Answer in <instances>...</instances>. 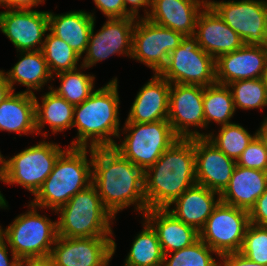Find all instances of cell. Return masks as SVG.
Masks as SVG:
<instances>
[{
  "label": "cell",
  "instance_id": "cell-7",
  "mask_svg": "<svg viewBox=\"0 0 267 266\" xmlns=\"http://www.w3.org/2000/svg\"><path fill=\"white\" fill-rule=\"evenodd\" d=\"M127 133L121 144L113 146L123 157L144 171L152 166L179 137L168 120L150 123L125 122Z\"/></svg>",
  "mask_w": 267,
  "mask_h": 266
},
{
  "label": "cell",
  "instance_id": "cell-14",
  "mask_svg": "<svg viewBox=\"0 0 267 266\" xmlns=\"http://www.w3.org/2000/svg\"><path fill=\"white\" fill-rule=\"evenodd\" d=\"M107 20L96 34H94V21L86 55L79 69L90 68L114 54L131 57L133 31L137 18L129 16Z\"/></svg>",
  "mask_w": 267,
  "mask_h": 266
},
{
  "label": "cell",
  "instance_id": "cell-16",
  "mask_svg": "<svg viewBox=\"0 0 267 266\" xmlns=\"http://www.w3.org/2000/svg\"><path fill=\"white\" fill-rule=\"evenodd\" d=\"M0 30L19 52L41 50L43 36L49 31L48 11L8 9L0 12Z\"/></svg>",
  "mask_w": 267,
  "mask_h": 266
},
{
  "label": "cell",
  "instance_id": "cell-48",
  "mask_svg": "<svg viewBox=\"0 0 267 266\" xmlns=\"http://www.w3.org/2000/svg\"><path fill=\"white\" fill-rule=\"evenodd\" d=\"M2 154L0 152V181H3V174H2Z\"/></svg>",
  "mask_w": 267,
  "mask_h": 266
},
{
  "label": "cell",
  "instance_id": "cell-26",
  "mask_svg": "<svg viewBox=\"0 0 267 266\" xmlns=\"http://www.w3.org/2000/svg\"><path fill=\"white\" fill-rule=\"evenodd\" d=\"M0 130L16 132L19 136L37 134L35 95L12 91L0 104Z\"/></svg>",
  "mask_w": 267,
  "mask_h": 266
},
{
  "label": "cell",
  "instance_id": "cell-42",
  "mask_svg": "<svg viewBox=\"0 0 267 266\" xmlns=\"http://www.w3.org/2000/svg\"><path fill=\"white\" fill-rule=\"evenodd\" d=\"M45 0H8L3 6L7 9H32Z\"/></svg>",
  "mask_w": 267,
  "mask_h": 266
},
{
  "label": "cell",
  "instance_id": "cell-3",
  "mask_svg": "<svg viewBox=\"0 0 267 266\" xmlns=\"http://www.w3.org/2000/svg\"><path fill=\"white\" fill-rule=\"evenodd\" d=\"M119 103L118 80L115 77L80 105L74 106L72 128L77 127L78 133L77 139L72 140L68 147H113L116 142L111 136H120Z\"/></svg>",
  "mask_w": 267,
  "mask_h": 266
},
{
  "label": "cell",
  "instance_id": "cell-2",
  "mask_svg": "<svg viewBox=\"0 0 267 266\" xmlns=\"http://www.w3.org/2000/svg\"><path fill=\"white\" fill-rule=\"evenodd\" d=\"M147 209L167 208L196 184L194 138H179L144 171Z\"/></svg>",
  "mask_w": 267,
  "mask_h": 266
},
{
  "label": "cell",
  "instance_id": "cell-47",
  "mask_svg": "<svg viewBox=\"0 0 267 266\" xmlns=\"http://www.w3.org/2000/svg\"><path fill=\"white\" fill-rule=\"evenodd\" d=\"M7 201L5 200V198L3 197V194H1V191H0V208H7L8 207V202L6 203Z\"/></svg>",
  "mask_w": 267,
  "mask_h": 266
},
{
  "label": "cell",
  "instance_id": "cell-1",
  "mask_svg": "<svg viewBox=\"0 0 267 266\" xmlns=\"http://www.w3.org/2000/svg\"><path fill=\"white\" fill-rule=\"evenodd\" d=\"M144 170L113 147L92 148V184L105 208L115 215L130 205L142 215L148 210L144 194Z\"/></svg>",
  "mask_w": 267,
  "mask_h": 266
},
{
  "label": "cell",
  "instance_id": "cell-18",
  "mask_svg": "<svg viewBox=\"0 0 267 266\" xmlns=\"http://www.w3.org/2000/svg\"><path fill=\"white\" fill-rule=\"evenodd\" d=\"M216 83L262 78L267 70V47L243 45L216 60Z\"/></svg>",
  "mask_w": 267,
  "mask_h": 266
},
{
  "label": "cell",
  "instance_id": "cell-50",
  "mask_svg": "<svg viewBox=\"0 0 267 266\" xmlns=\"http://www.w3.org/2000/svg\"><path fill=\"white\" fill-rule=\"evenodd\" d=\"M8 0H0V6H3Z\"/></svg>",
  "mask_w": 267,
  "mask_h": 266
},
{
  "label": "cell",
  "instance_id": "cell-4",
  "mask_svg": "<svg viewBox=\"0 0 267 266\" xmlns=\"http://www.w3.org/2000/svg\"><path fill=\"white\" fill-rule=\"evenodd\" d=\"M90 151V160L87 152ZM68 147L56 160L52 172L30 204L55 212L79 191L92 184V148Z\"/></svg>",
  "mask_w": 267,
  "mask_h": 266
},
{
  "label": "cell",
  "instance_id": "cell-19",
  "mask_svg": "<svg viewBox=\"0 0 267 266\" xmlns=\"http://www.w3.org/2000/svg\"><path fill=\"white\" fill-rule=\"evenodd\" d=\"M195 28L194 36L197 38L199 47L215 60L220 55L233 52L244 45L242 38L221 19L208 3L201 9Z\"/></svg>",
  "mask_w": 267,
  "mask_h": 266
},
{
  "label": "cell",
  "instance_id": "cell-45",
  "mask_svg": "<svg viewBox=\"0 0 267 266\" xmlns=\"http://www.w3.org/2000/svg\"><path fill=\"white\" fill-rule=\"evenodd\" d=\"M12 92L11 86L8 83L4 71L0 70V104Z\"/></svg>",
  "mask_w": 267,
  "mask_h": 266
},
{
  "label": "cell",
  "instance_id": "cell-32",
  "mask_svg": "<svg viewBox=\"0 0 267 266\" xmlns=\"http://www.w3.org/2000/svg\"><path fill=\"white\" fill-rule=\"evenodd\" d=\"M41 51L53 76L54 72L57 74L76 69L81 58L66 42L51 31L46 34Z\"/></svg>",
  "mask_w": 267,
  "mask_h": 266
},
{
  "label": "cell",
  "instance_id": "cell-46",
  "mask_svg": "<svg viewBox=\"0 0 267 266\" xmlns=\"http://www.w3.org/2000/svg\"><path fill=\"white\" fill-rule=\"evenodd\" d=\"M256 135L267 148V117L264 119L261 127L257 130Z\"/></svg>",
  "mask_w": 267,
  "mask_h": 266
},
{
  "label": "cell",
  "instance_id": "cell-49",
  "mask_svg": "<svg viewBox=\"0 0 267 266\" xmlns=\"http://www.w3.org/2000/svg\"><path fill=\"white\" fill-rule=\"evenodd\" d=\"M263 79H264V81H265L266 88H267V70H266V72H265V74H264V76H263Z\"/></svg>",
  "mask_w": 267,
  "mask_h": 266
},
{
  "label": "cell",
  "instance_id": "cell-40",
  "mask_svg": "<svg viewBox=\"0 0 267 266\" xmlns=\"http://www.w3.org/2000/svg\"><path fill=\"white\" fill-rule=\"evenodd\" d=\"M220 266H267L258 264L243 256L240 252L220 255Z\"/></svg>",
  "mask_w": 267,
  "mask_h": 266
},
{
  "label": "cell",
  "instance_id": "cell-27",
  "mask_svg": "<svg viewBox=\"0 0 267 266\" xmlns=\"http://www.w3.org/2000/svg\"><path fill=\"white\" fill-rule=\"evenodd\" d=\"M19 61L12 67L9 72H4L12 91L15 90L14 83L25 85L26 93L34 94L33 90H40L43 85L53 75L50 73L47 62L41 50L20 51Z\"/></svg>",
  "mask_w": 267,
  "mask_h": 266
},
{
  "label": "cell",
  "instance_id": "cell-5",
  "mask_svg": "<svg viewBox=\"0 0 267 266\" xmlns=\"http://www.w3.org/2000/svg\"><path fill=\"white\" fill-rule=\"evenodd\" d=\"M56 213H60L58 236L89 238L113 235L110 223L114 217L103 205L93 184L79 191Z\"/></svg>",
  "mask_w": 267,
  "mask_h": 266
},
{
  "label": "cell",
  "instance_id": "cell-31",
  "mask_svg": "<svg viewBox=\"0 0 267 266\" xmlns=\"http://www.w3.org/2000/svg\"><path fill=\"white\" fill-rule=\"evenodd\" d=\"M56 77L60 86L56 89L50 86L51 90L73 106L80 105L95 91V76L84 74L77 68L57 73Z\"/></svg>",
  "mask_w": 267,
  "mask_h": 266
},
{
  "label": "cell",
  "instance_id": "cell-34",
  "mask_svg": "<svg viewBox=\"0 0 267 266\" xmlns=\"http://www.w3.org/2000/svg\"><path fill=\"white\" fill-rule=\"evenodd\" d=\"M231 91L235 110L262 109L267 106V88L262 78L238 80L227 85Z\"/></svg>",
  "mask_w": 267,
  "mask_h": 266
},
{
  "label": "cell",
  "instance_id": "cell-44",
  "mask_svg": "<svg viewBox=\"0 0 267 266\" xmlns=\"http://www.w3.org/2000/svg\"><path fill=\"white\" fill-rule=\"evenodd\" d=\"M20 266H55V264L50 256H46L21 260Z\"/></svg>",
  "mask_w": 267,
  "mask_h": 266
},
{
  "label": "cell",
  "instance_id": "cell-36",
  "mask_svg": "<svg viewBox=\"0 0 267 266\" xmlns=\"http://www.w3.org/2000/svg\"><path fill=\"white\" fill-rule=\"evenodd\" d=\"M240 253L255 263L267 265V226L249 223Z\"/></svg>",
  "mask_w": 267,
  "mask_h": 266
},
{
  "label": "cell",
  "instance_id": "cell-11",
  "mask_svg": "<svg viewBox=\"0 0 267 266\" xmlns=\"http://www.w3.org/2000/svg\"><path fill=\"white\" fill-rule=\"evenodd\" d=\"M244 45L267 47V1H208Z\"/></svg>",
  "mask_w": 267,
  "mask_h": 266
},
{
  "label": "cell",
  "instance_id": "cell-9",
  "mask_svg": "<svg viewBox=\"0 0 267 266\" xmlns=\"http://www.w3.org/2000/svg\"><path fill=\"white\" fill-rule=\"evenodd\" d=\"M159 75L170 84L209 86L216 83L215 59L199 47L194 35H186L168 55Z\"/></svg>",
  "mask_w": 267,
  "mask_h": 266
},
{
  "label": "cell",
  "instance_id": "cell-25",
  "mask_svg": "<svg viewBox=\"0 0 267 266\" xmlns=\"http://www.w3.org/2000/svg\"><path fill=\"white\" fill-rule=\"evenodd\" d=\"M92 13L71 11L55 15L48 11L49 31L66 42L77 54L86 52L95 21Z\"/></svg>",
  "mask_w": 267,
  "mask_h": 266
},
{
  "label": "cell",
  "instance_id": "cell-24",
  "mask_svg": "<svg viewBox=\"0 0 267 266\" xmlns=\"http://www.w3.org/2000/svg\"><path fill=\"white\" fill-rule=\"evenodd\" d=\"M266 188L267 172L236 165L220 199L224 204L250 211Z\"/></svg>",
  "mask_w": 267,
  "mask_h": 266
},
{
  "label": "cell",
  "instance_id": "cell-20",
  "mask_svg": "<svg viewBox=\"0 0 267 266\" xmlns=\"http://www.w3.org/2000/svg\"><path fill=\"white\" fill-rule=\"evenodd\" d=\"M207 3L208 0H151V9H146L144 17L184 36L194 35L200 9Z\"/></svg>",
  "mask_w": 267,
  "mask_h": 266
},
{
  "label": "cell",
  "instance_id": "cell-38",
  "mask_svg": "<svg viewBox=\"0 0 267 266\" xmlns=\"http://www.w3.org/2000/svg\"><path fill=\"white\" fill-rule=\"evenodd\" d=\"M96 7L108 18H126L132 16L124 6L123 0H93Z\"/></svg>",
  "mask_w": 267,
  "mask_h": 266
},
{
  "label": "cell",
  "instance_id": "cell-22",
  "mask_svg": "<svg viewBox=\"0 0 267 266\" xmlns=\"http://www.w3.org/2000/svg\"><path fill=\"white\" fill-rule=\"evenodd\" d=\"M215 195H218L215 201ZM221 202L220 194L205 186L195 184L175 199L167 210L177 219L195 228L198 232ZM174 204V209H170Z\"/></svg>",
  "mask_w": 267,
  "mask_h": 266
},
{
  "label": "cell",
  "instance_id": "cell-15",
  "mask_svg": "<svg viewBox=\"0 0 267 266\" xmlns=\"http://www.w3.org/2000/svg\"><path fill=\"white\" fill-rule=\"evenodd\" d=\"M116 247L115 240L110 237L58 236L50 257L55 266H108Z\"/></svg>",
  "mask_w": 267,
  "mask_h": 266
},
{
  "label": "cell",
  "instance_id": "cell-13",
  "mask_svg": "<svg viewBox=\"0 0 267 266\" xmlns=\"http://www.w3.org/2000/svg\"><path fill=\"white\" fill-rule=\"evenodd\" d=\"M204 86L190 84H171L167 120L179 138L207 137L189 127H205Z\"/></svg>",
  "mask_w": 267,
  "mask_h": 266
},
{
  "label": "cell",
  "instance_id": "cell-12",
  "mask_svg": "<svg viewBox=\"0 0 267 266\" xmlns=\"http://www.w3.org/2000/svg\"><path fill=\"white\" fill-rule=\"evenodd\" d=\"M184 35L160 26L145 17L137 18L133 31L131 58L146 64L159 74L168 61V55L181 43Z\"/></svg>",
  "mask_w": 267,
  "mask_h": 266
},
{
  "label": "cell",
  "instance_id": "cell-6",
  "mask_svg": "<svg viewBox=\"0 0 267 266\" xmlns=\"http://www.w3.org/2000/svg\"><path fill=\"white\" fill-rule=\"evenodd\" d=\"M28 206L30 211L16 217L6 229L0 226L1 235L20 260L50 256L58 237L57 221L40 215L36 206Z\"/></svg>",
  "mask_w": 267,
  "mask_h": 266
},
{
  "label": "cell",
  "instance_id": "cell-41",
  "mask_svg": "<svg viewBox=\"0 0 267 266\" xmlns=\"http://www.w3.org/2000/svg\"><path fill=\"white\" fill-rule=\"evenodd\" d=\"M8 247L5 238L0 234V266H20L21 260L12 252V261H9Z\"/></svg>",
  "mask_w": 267,
  "mask_h": 266
},
{
  "label": "cell",
  "instance_id": "cell-21",
  "mask_svg": "<svg viewBox=\"0 0 267 266\" xmlns=\"http://www.w3.org/2000/svg\"><path fill=\"white\" fill-rule=\"evenodd\" d=\"M170 86L166 79L154 74L136 95L126 122L150 123L167 120Z\"/></svg>",
  "mask_w": 267,
  "mask_h": 266
},
{
  "label": "cell",
  "instance_id": "cell-33",
  "mask_svg": "<svg viewBox=\"0 0 267 266\" xmlns=\"http://www.w3.org/2000/svg\"><path fill=\"white\" fill-rule=\"evenodd\" d=\"M255 136L256 132L251 135L240 124L230 123L222 125L217 136L212 132L206 138L226 156L237 161Z\"/></svg>",
  "mask_w": 267,
  "mask_h": 266
},
{
  "label": "cell",
  "instance_id": "cell-37",
  "mask_svg": "<svg viewBox=\"0 0 267 266\" xmlns=\"http://www.w3.org/2000/svg\"><path fill=\"white\" fill-rule=\"evenodd\" d=\"M236 164L245 168L267 172V148L257 135L237 159Z\"/></svg>",
  "mask_w": 267,
  "mask_h": 266
},
{
  "label": "cell",
  "instance_id": "cell-30",
  "mask_svg": "<svg viewBox=\"0 0 267 266\" xmlns=\"http://www.w3.org/2000/svg\"><path fill=\"white\" fill-rule=\"evenodd\" d=\"M205 128L214 121L217 124H230L235 113L234 101L227 85L214 83L204 87L203 94Z\"/></svg>",
  "mask_w": 267,
  "mask_h": 266
},
{
  "label": "cell",
  "instance_id": "cell-10",
  "mask_svg": "<svg viewBox=\"0 0 267 266\" xmlns=\"http://www.w3.org/2000/svg\"><path fill=\"white\" fill-rule=\"evenodd\" d=\"M249 223V211L220 202L199 238L219 255L240 252Z\"/></svg>",
  "mask_w": 267,
  "mask_h": 266
},
{
  "label": "cell",
  "instance_id": "cell-17",
  "mask_svg": "<svg viewBox=\"0 0 267 266\" xmlns=\"http://www.w3.org/2000/svg\"><path fill=\"white\" fill-rule=\"evenodd\" d=\"M196 184L221 194L228 186L236 161L206 137L194 138Z\"/></svg>",
  "mask_w": 267,
  "mask_h": 266
},
{
  "label": "cell",
  "instance_id": "cell-8",
  "mask_svg": "<svg viewBox=\"0 0 267 266\" xmlns=\"http://www.w3.org/2000/svg\"><path fill=\"white\" fill-rule=\"evenodd\" d=\"M65 150L58 144L43 140L8 160L2 157V182L19 184L35 195Z\"/></svg>",
  "mask_w": 267,
  "mask_h": 266
},
{
  "label": "cell",
  "instance_id": "cell-23",
  "mask_svg": "<svg viewBox=\"0 0 267 266\" xmlns=\"http://www.w3.org/2000/svg\"><path fill=\"white\" fill-rule=\"evenodd\" d=\"M144 219L156 231L163 254L181 250L199 239V232L177 219L167 208L148 209Z\"/></svg>",
  "mask_w": 267,
  "mask_h": 266
},
{
  "label": "cell",
  "instance_id": "cell-39",
  "mask_svg": "<svg viewBox=\"0 0 267 266\" xmlns=\"http://www.w3.org/2000/svg\"><path fill=\"white\" fill-rule=\"evenodd\" d=\"M250 223L267 226V188L249 211Z\"/></svg>",
  "mask_w": 267,
  "mask_h": 266
},
{
  "label": "cell",
  "instance_id": "cell-29",
  "mask_svg": "<svg viewBox=\"0 0 267 266\" xmlns=\"http://www.w3.org/2000/svg\"><path fill=\"white\" fill-rule=\"evenodd\" d=\"M143 230L132 242L124 266H163L164 254L158 235L145 220Z\"/></svg>",
  "mask_w": 267,
  "mask_h": 266
},
{
  "label": "cell",
  "instance_id": "cell-35",
  "mask_svg": "<svg viewBox=\"0 0 267 266\" xmlns=\"http://www.w3.org/2000/svg\"><path fill=\"white\" fill-rule=\"evenodd\" d=\"M214 253L220 257L199 238L190 246L169 253L172 254L169 260L167 258L169 254H165L163 266H220V262L218 263L212 256Z\"/></svg>",
  "mask_w": 267,
  "mask_h": 266
},
{
  "label": "cell",
  "instance_id": "cell-43",
  "mask_svg": "<svg viewBox=\"0 0 267 266\" xmlns=\"http://www.w3.org/2000/svg\"><path fill=\"white\" fill-rule=\"evenodd\" d=\"M125 9L133 16L136 18H139V8L140 7H146L149 8L151 7V0H123ZM128 4L131 5L130 9L127 8Z\"/></svg>",
  "mask_w": 267,
  "mask_h": 266
},
{
  "label": "cell",
  "instance_id": "cell-28",
  "mask_svg": "<svg viewBox=\"0 0 267 266\" xmlns=\"http://www.w3.org/2000/svg\"><path fill=\"white\" fill-rule=\"evenodd\" d=\"M42 96L40 104L35 96L37 134L48 123L53 134L72 128L74 106L51 90Z\"/></svg>",
  "mask_w": 267,
  "mask_h": 266
}]
</instances>
